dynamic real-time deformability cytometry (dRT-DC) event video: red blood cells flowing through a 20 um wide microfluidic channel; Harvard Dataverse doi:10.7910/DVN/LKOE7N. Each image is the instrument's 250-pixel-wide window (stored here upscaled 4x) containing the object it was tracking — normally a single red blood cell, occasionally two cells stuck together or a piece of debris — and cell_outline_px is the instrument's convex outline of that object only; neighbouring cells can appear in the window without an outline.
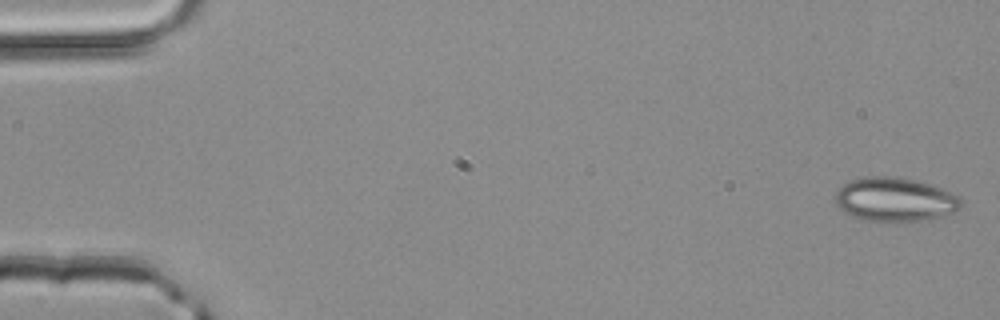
{"species": "common noctule bat (a hibernating species)", "species_latin": "Nyctalus noctula", "temperature_condition": "room temperature", "stored_images_in_passage": 4, "camera_frame_rate_fps": 3000, "um_per_image_px": 0.085, "animal": {"sex": "male", "body_mass_g": 20.4}, "frame": {"image": 1, "passage_image": 1, "time_ms": 0.0, "image_size_px": [1000, 320], "cell_outline_px": [[964, 204], [960, 208], [952, 212], [928, 220], [884, 224], [860, 220], [844, 212], [836, 204], [836, 192], [844, 184], [852, 180], [864, 176], [888, 176], [916, 180], [952, 192], [960, 196]], "centroid_in_image_um": [76.07, 17.0], "position_along_channel_um": 8.9, "area_um2": 32.89}}
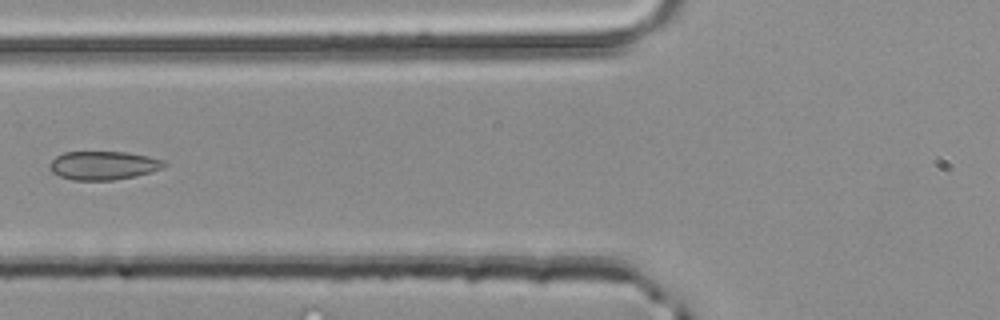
{"frame": {"image": 2, "passage_image": 4, "time_ms": 1.0, "image_size_px": [1000, 320], "cell_outline_px": [[168, 164], [164, 168], [152, 172], [136, 176], [112, 180], [72, 180], [60, 176], [52, 172], [48, 168], [48, 164], [56, 156], [64, 152], [128, 152], [148, 156], [164, 160]], "centroid_in_image_um": [8.8, 14.06], "position_along_channel_um": 117.0, "area_um2": 19.31}}